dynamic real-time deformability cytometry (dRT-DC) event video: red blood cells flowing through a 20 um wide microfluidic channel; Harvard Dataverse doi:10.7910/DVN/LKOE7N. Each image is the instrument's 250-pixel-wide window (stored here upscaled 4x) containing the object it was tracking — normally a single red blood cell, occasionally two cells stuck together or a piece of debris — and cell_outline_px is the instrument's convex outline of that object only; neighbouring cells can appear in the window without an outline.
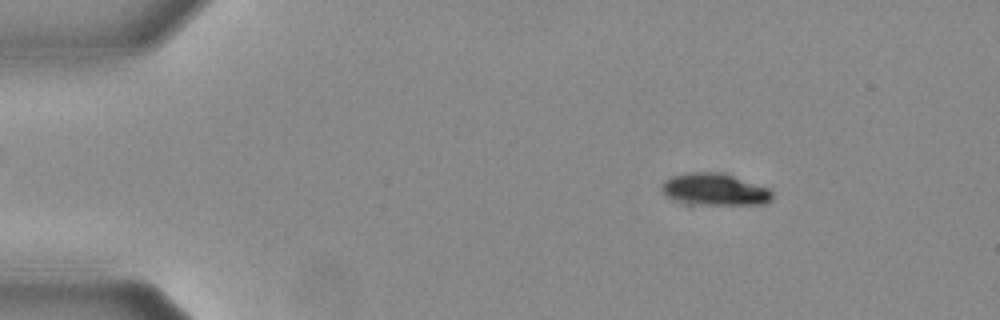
{"species": "Egyptian fruit bat (a non-hibernating species)", "species_latin": "Rousettus aegyptiacus", "temperature_condition": "warm", "stored_images_in_passage": 55, "camera_frame_rate_fps": 3000, "um_per_image_px": 0.085, "animal": {"sex": "female"}, "frame": {"image": 1, "passage_image": 8, "time_ms": 2.333, "image_size_px": [1000, 320], "cell_outline_px": [[772, 200], [764, 204], [688, 208], [672, 200], [660, 188], [660, 184], [664, 180], [672, 176], [688, 172], [724, 172], [768, 188], [772, 192]], "centroid_in_image_um": [60.69, 16.17], "position_along_channel_um": 24.3, "area_um2": 22.08}}
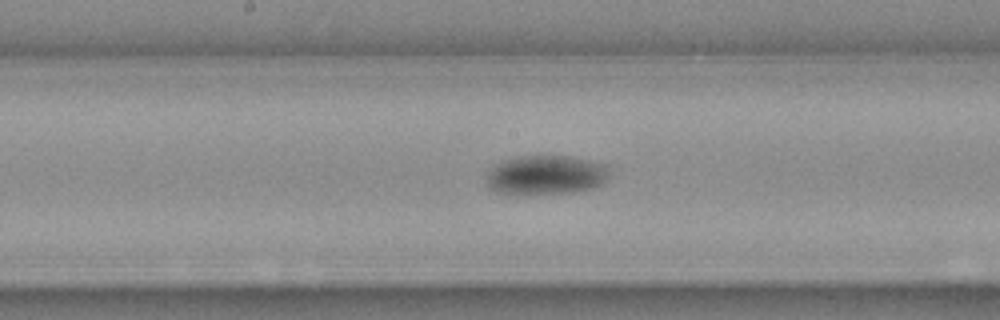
{"frame": {"image": 2, "passage_image": 29, "time_ms": 9.333, "image_size_px": [1000, 320], "cell_outline_px": [[608, 176], [600, 184], [592, 188], [568, 192], [528, 196], [516, 196], [496, 192], [488, 184], [488, 176], [492, 168], [516, 156], [572, 156], [608, 164]], "centroid_in_image_um": [46.42, 14.9], "position_along_channel_um": 201.8, "area_um2": 28.26}}
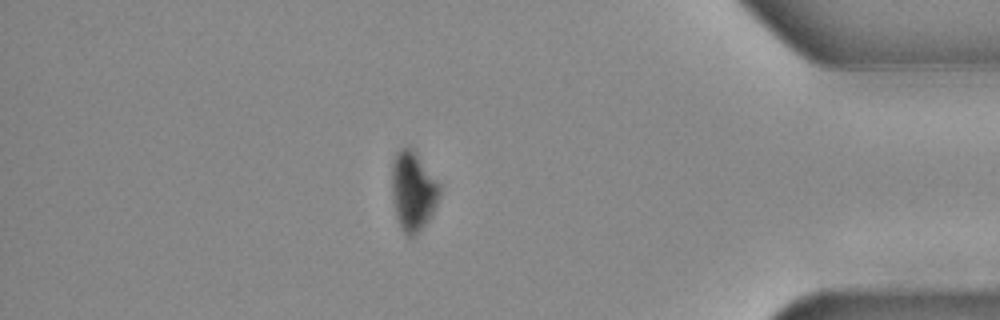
{"frame": {"image": 3, "passage_image": 48, "time_ms": 15.667, "image_size_px": [1000, 320], "cell_outline_px": [[440, 192], [436, 204], [428, 220], [416, 236], [408, 236], [400, 228], [396, 216], [392, 196], [392, 160], [396, 152], [400, 148], [412, 148], [416, 152], [440, 188]], "centroid_in_image_um": [35.07, 16.26], "position_along_channel_um": 400.1, "area_um2": 21.68}, "authors_computed_cell_mechanics": {"area_um2": 23.8714, "velocity_mm_per_s": 3.6789, "shape_relaxation_time_tau1_ms": 1.6045, "shape_relaxation_time_tau2_ms": null, "deformation_change_tau1": 0.1657, "deformation_change_tau2": null}}